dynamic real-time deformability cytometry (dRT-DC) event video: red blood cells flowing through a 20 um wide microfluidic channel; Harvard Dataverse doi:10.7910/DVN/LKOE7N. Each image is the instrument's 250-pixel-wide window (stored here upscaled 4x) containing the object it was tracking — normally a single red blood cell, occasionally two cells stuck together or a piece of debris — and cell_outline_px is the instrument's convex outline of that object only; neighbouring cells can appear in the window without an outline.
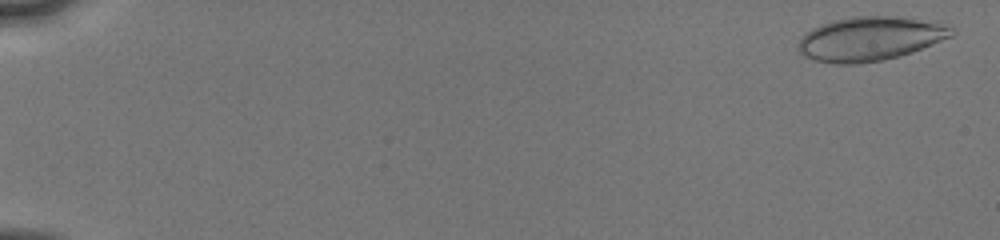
{"species": "human", "species_latin": "Homo sapiens", "temperature_condition": "cold", "stored_images_in_passage": 13, "camera_frame_rate_fps": 3000, "um_per_image_px": 0.085, "donor": {"sex": "male"}, "frame": {"image": 1, "passage_image": 1, "time_ms": 0.0, "image_size_px": [1000, 240], "cell_outline_px": [[956, 32], [952, 36], [912, 52], [900, 56], [884, 60], [856, 64], [836, 64], [816, 60], [804, 56], [796, 48], [800, 36], [812, 28], [820, 24], [832, 20], [852, 16], [900, 16], [944, 20]], "centroid_in_image_um": [74.01, 3.26], "position_along_channel_um": 11.0, "area_um2": 40.34}}
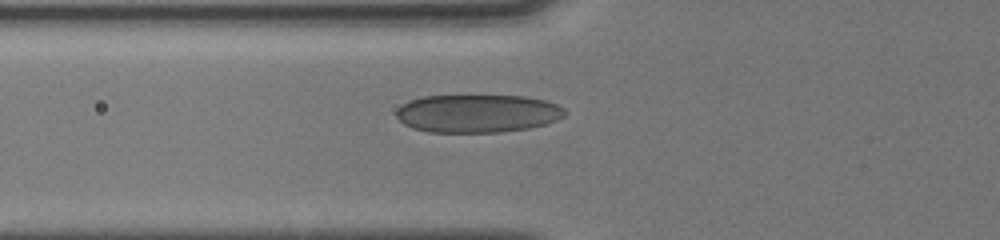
{"frame": {"image": 2, "passage_image": 9, "time_ms": 6.333, "image_size_px": [1000, 240], "cell_outline_px": [[564, 116], [556, 120], [544, 124], [528, 128], [500, 132], [428, 132], [412, 128], [404, 124], [396, 116], [396, 112], [408, 100], [424, 96], [524, 96], [544, 100], [556, 104], [564, 108]], "centroid_in_image_um": [40.57, 9.64], "position_along_channel_um": 85.2, "area_um2": 37.17}}
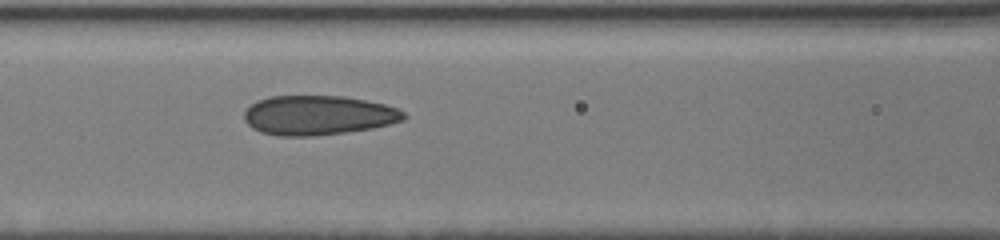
{"frame": {"image": 3, "passage_image": 12, "time_ms": 7.667, "image_size_px": [1000, 240], "cell_outline_px": [[408, 116], [404, 120], [372, 128], [344, 132], [312, 136], [280, 136], [260, 132], [252, 128], [244, 120], [244, 112], [256, 100], [272, 96], [344, 96], [384, 104], [396, 108], [404, 112]], "centroid_in_image_um": [27.03, 9.8], "position_along_channel_um": 139.6, "area_um2": 36.65}}